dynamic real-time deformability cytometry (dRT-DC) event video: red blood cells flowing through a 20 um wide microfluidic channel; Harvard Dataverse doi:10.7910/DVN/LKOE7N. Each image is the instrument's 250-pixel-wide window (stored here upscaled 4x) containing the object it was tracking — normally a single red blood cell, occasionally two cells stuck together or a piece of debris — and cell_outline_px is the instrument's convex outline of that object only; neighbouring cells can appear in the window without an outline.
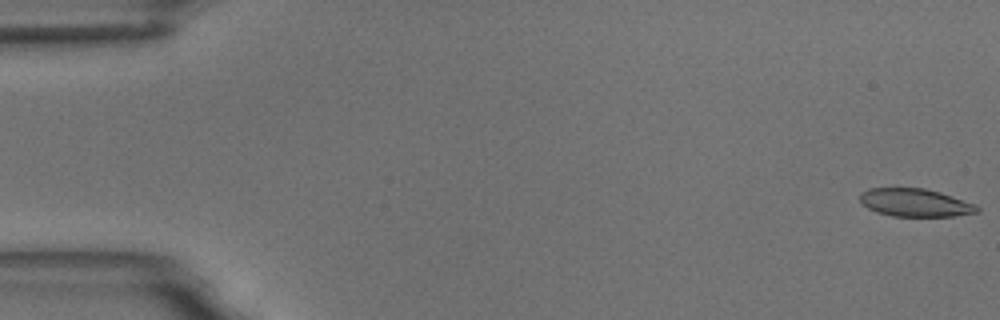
{"species": "common noctule bat (a hibernating species)", "species_latin": "Nyctalus noctula", "temperature_condition": "room temperature", "stored_images_in_passage": 59, "camera_frame_rate_fps": 3000, "um_per_image_px": 0.085, "animal": {"sex": "male", "body_mass_g": 18.8}, "frame": {"image": 1, "passage_image": 1, "time_ms": 0.0, "image_size_px": [1000, 320], "cell_outline_px": [[980, 212], [952, 216], [892, 216], [876, 212], [868, 208], [860, 200], [860, 192], [868, 188], [924, 188], [940, 192], [976, 204], [980, 208]], "centroid_in_image_um": [77.8, 17.22], "position_along_channel_um": 7.2, "area_um2": 19.13}}
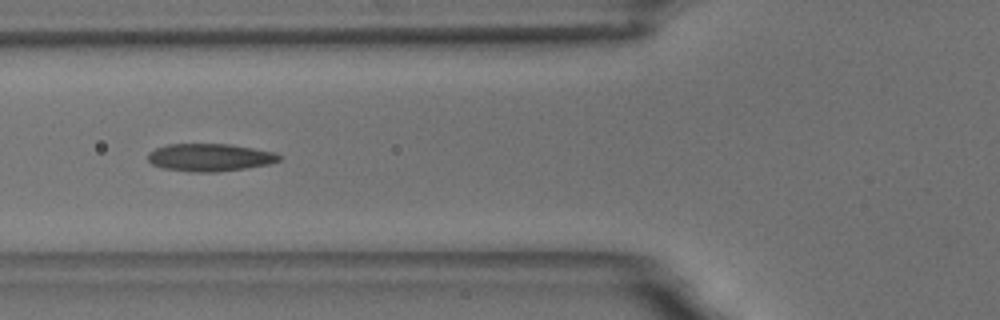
{"frame": {"image": 2, "passage_image": 22, "time_ms": 7.0, "image_size_px": [1000, 320], "cell_outline_px": [[280, 160], [268, 164], [244, 168], [216, 172], [192, 172], [160, 168], [152, 164], [148, 160], [148, 152], [156, 148], [168, 144], [228, 144], [276, 152], [280, 156]], "centroid_in_image_um": [17.79, 13.38], "position_along_channel_um": 108.0, "area_um2": 21.1}}
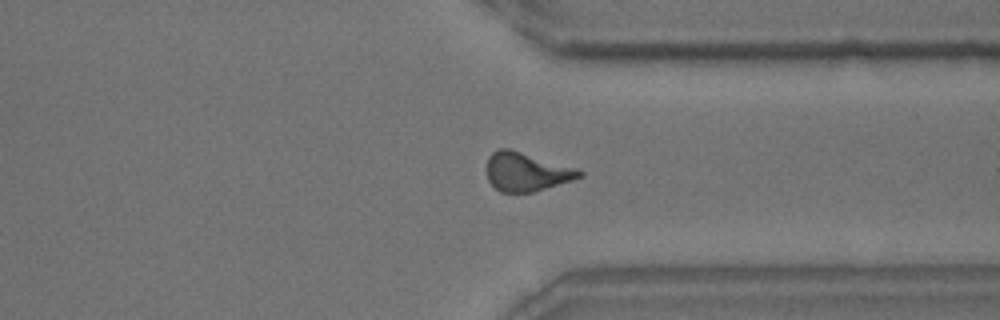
{"frame": {"image": 3, "passage_image": 44, "time_ms": 14.333, "image_size_px": [1000, 320], "cell_outline_px": [[584, 176], [572, 180], [532, 192], [500, 192], [488, 180], [488, 156], [492, 152], [500, 148], [512, 148], [576, 168], [584, 172]], "centroid_in_image_um": [44.76, 14.58], "position_along_channel_um": 366.6, "area_um2": 20.87}, "authors_computed_cell_mechanics": {"area_um2": 20.4034, "velocity_mm_per_s": 3.5312, "shape_relaxation_time_tau1_ms": 3.7497, "shape_relaxation_time_tau2_ms": 1.631, "deformation_change_tau1": 0.1615, "deformation_change_tau2": 0.1063}}